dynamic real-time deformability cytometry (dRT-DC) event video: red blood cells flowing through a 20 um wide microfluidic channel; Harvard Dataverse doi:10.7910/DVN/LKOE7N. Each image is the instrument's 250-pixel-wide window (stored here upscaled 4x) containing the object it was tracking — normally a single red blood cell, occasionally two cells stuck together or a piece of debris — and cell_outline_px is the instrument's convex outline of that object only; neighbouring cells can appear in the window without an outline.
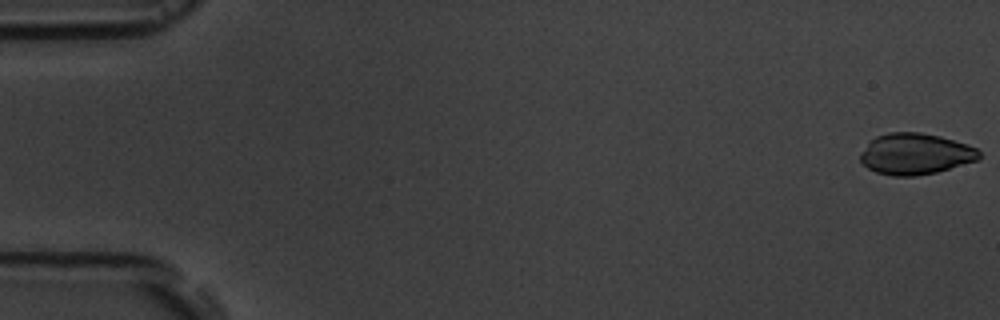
{"species": "common noctule bat (a hibernating species)", "species_latin": "Nyctalus noctula", "temperature_condition": "room temperature", "stored_images_in_passage": 6, "camera_frame_rate_fps": 3000, "um_per_image_px": 0.085, "animal": {"sex": "male", "body_mass_g": 19.5, "forearm_length_mm": 54.6}, "frame": {"image": 1, "passage_image": 1, "time_ms": 0.0, "image_size_px": [1000, 320], "cell_outline_px": [[980, 160], [936, 172], [916, 176], [892, 176], [876, 172], [868, 168], [860, 160], [860, 152], [876, 136], [888, 132], [920, 132], [940, 136], [968, 144], [976, 148], [980, 152]], "centroid_in_image_um": [77.83, 13.08], "position_along_channel_um": 7.2, "area_um2": 28.61}}